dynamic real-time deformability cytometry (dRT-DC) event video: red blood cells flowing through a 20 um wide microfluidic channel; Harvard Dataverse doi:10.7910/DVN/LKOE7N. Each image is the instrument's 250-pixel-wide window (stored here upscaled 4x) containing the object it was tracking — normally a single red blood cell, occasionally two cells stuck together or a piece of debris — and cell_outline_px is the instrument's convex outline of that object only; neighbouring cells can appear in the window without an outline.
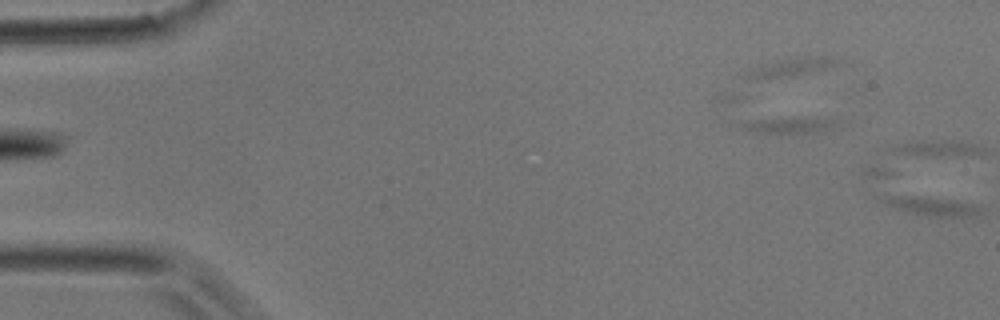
{"species": "common noctule bat (a hibernating species)", "species_latin": "Nyctalus noctula", "temperature_condition": "room temperature", "stored_images_in_passage": 2, "camera_frame_rate_fps": 3000, "um_per_image_px": 0.085, "animal": {"sex": "male", "body_mass_g": 17.9}, "frame": {"image": 1, "passage_image": 2, "time_ms": 0.333, "image_size_px": [1000, 320], "cell_outline_px": [[984, 212], [976, 216], [928, 216], [896, 208], [876, 200], [872, 196], [880, 192], [884, 192], [952, 200], [972, 204], [984, 208]], "centroid_in_image_um": [78.95, 17.45], "position_along_channel_um": 6.1, "area_um2": 11.39}}